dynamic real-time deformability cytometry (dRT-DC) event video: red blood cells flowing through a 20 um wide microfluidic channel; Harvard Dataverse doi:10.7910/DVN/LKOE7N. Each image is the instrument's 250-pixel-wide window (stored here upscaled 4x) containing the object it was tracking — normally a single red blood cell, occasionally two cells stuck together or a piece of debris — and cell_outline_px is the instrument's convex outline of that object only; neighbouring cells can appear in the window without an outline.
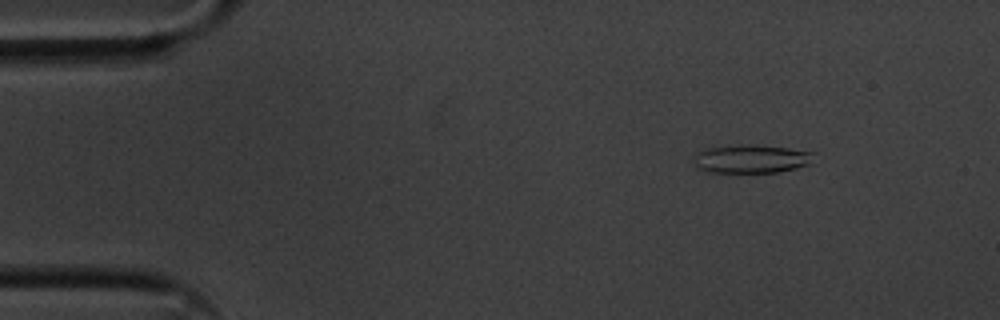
{"species": "common noctule bat (a hibernating species)", "species_latin": "Nyctalus noctula", "temperature_condition": "cold", "stored_images_in_passage": 55, "camera_frame_rate_fps": 3000, "um_per_image_px": 0.085, "animal": {"sex": "male", "body_mass_g": 20.1, "forearm_length_mm": 53.5}, "frame": {"image": 1, "passage_image": 7, "time_ms": 2.0, "image_size_px": [1000, 320], "cell_outline_px": [[816, 152], [808, 164], [796, 168], [780, 172], [712, 172], [696, 168], [696, 156], [704, 148], [736, 144], [756, 144], [788, 148]], "centroid_in_image_um": [63.89, 13.48], "position_along_channel_um": 21.1, "area_um2": 19.88}}
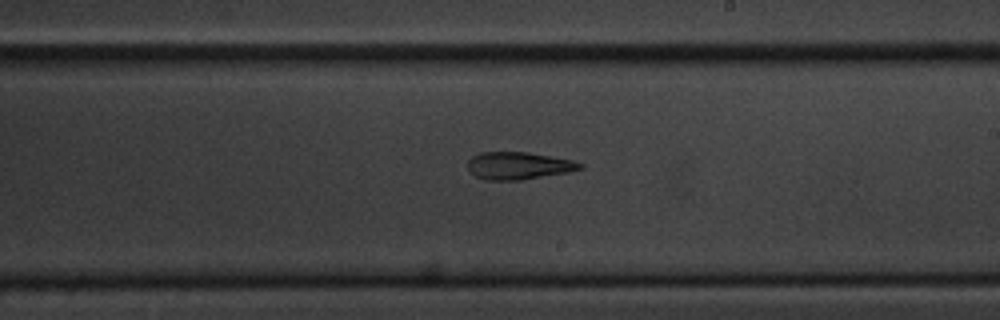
{"frame": {"image": 2, "passage_image": 32, "time_ms": 10.333, "image_size_px": [1000, 320], "cell_outline_px": [[584, 168], [568, 172], [520, 180], [488, 180], [476, 176], [468, 168], [468, 160], [472, 156], [480, 152], [528, 152], [552, 156], [572, 160], [584, 164]], "centroid_in_image_um": [44.1, 14.07], "position_along_channel_um": 244.9, "area_um2": 17.92}}
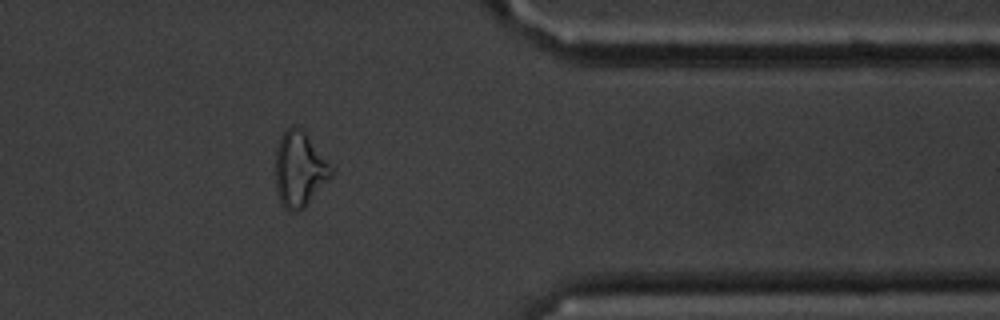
{"frame": {"image": 3, "passage_image": 45, "time_ms": 14.667, "image_size_px": [1000, 320], "cell_outline_px": [[336, 168], [332, 176], [304, 208], [300, 212], [288, 212], [284, 208], [280, 200], [276, 188], [276, 148], [280, 136], [292, 124], [296, 124], [304, 132]], "centroid_in_image_um": [25.48, 14.39], "position_along_channel_um": 385.9, "area_um2": 24.8}, "authors_computed_cell_mechanics": {"area_um2": 19.652, "velocity_mm_per_s": 3.608, "shape_relaxation_time_tau1_ms": null, "shape_relaxation_time_tau2_ms": 8.4225, "deformation_change_tau1": null, "deformation_change_tau2": 0.2344}}